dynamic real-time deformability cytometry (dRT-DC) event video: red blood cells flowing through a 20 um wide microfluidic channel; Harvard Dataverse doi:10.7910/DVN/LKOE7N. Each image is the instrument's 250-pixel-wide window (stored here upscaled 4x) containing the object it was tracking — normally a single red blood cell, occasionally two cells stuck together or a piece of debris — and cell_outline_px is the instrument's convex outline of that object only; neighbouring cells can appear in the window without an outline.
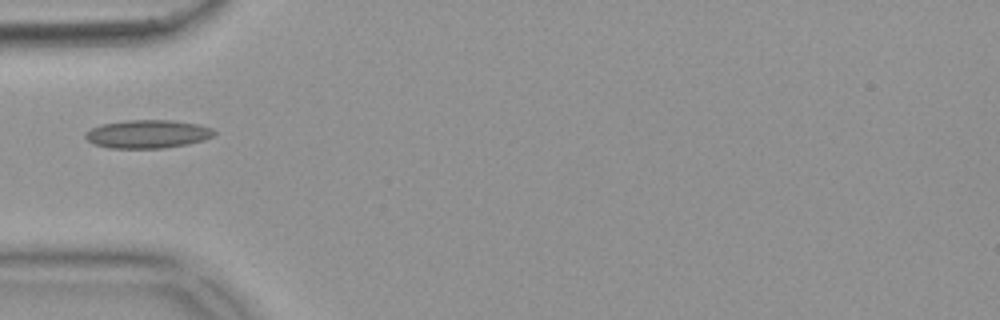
{"species": "common noctule bat (a hibernating species)", "species_latin": "Nyctalus noctula", "temperature_condition": "warm", "stored_images_in_passage": 36, "camera_frame_rate_fps": 3000, "um_per_image_px": 0.085, "animal": {"sex": "female", "body_mass_g": 18.4}, "frame": {"image": 1, "passage_image": 1, "time_ms": 0.0, "image_size_px": [1000, 320], "cell_outline_px": [[188, 140], [172, 144], [104, 144], [96, 140], [104, 128], [120, 124], [176, 124]], "centroid_in_image_um": [12.06, 11.43], "position_along_channel_um": 72.9, "area_um2": 11.44}}
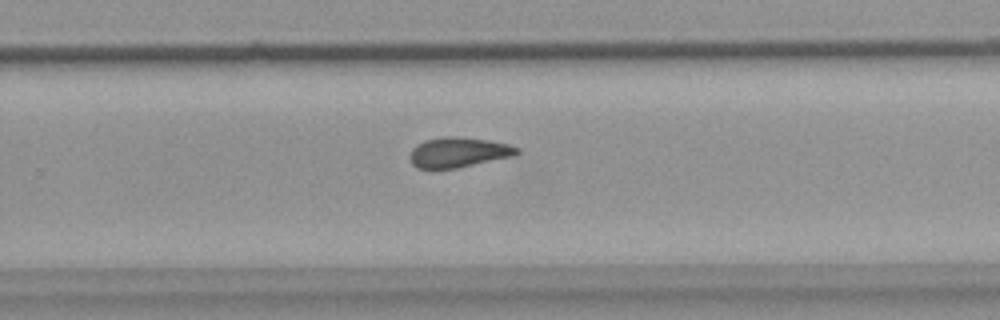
{"frame": {"image": 2, "passage_image": 18, "time_ms": 5.667, "image_size_px": [1000, 320], "cell_outline_px": [[516, 152], [464, 164], [444, 168], [424, 168], [416, 164], [412, 156], [416, 148], [424, 144], [436, 140], [472, 140], [496, 144], [512, 148]], "centroid_in_image_um": [38.79, 13.0], "position_along_channel_um": 291.0, "area_um2": 14.45}}
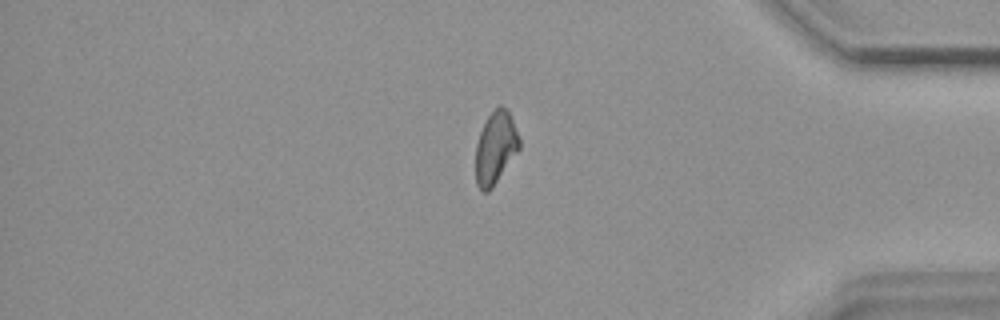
{"frame": {"image": 3, "passage_image": 28, "time_ms": 9.0, "image_size_px": [1000, 320], "cell_outline_px": [[516, 148], [492, 184], [488, 188], [484, 188], [480, 184], [476, 176], [476, 152], [480, 136], [488, 120], [500, 108], [508, 116], [516, 136]], "centroid_in_image_um": [42.04, 12.59], "position_along_channel_um": 393.2, "area_um2": 14.97}}